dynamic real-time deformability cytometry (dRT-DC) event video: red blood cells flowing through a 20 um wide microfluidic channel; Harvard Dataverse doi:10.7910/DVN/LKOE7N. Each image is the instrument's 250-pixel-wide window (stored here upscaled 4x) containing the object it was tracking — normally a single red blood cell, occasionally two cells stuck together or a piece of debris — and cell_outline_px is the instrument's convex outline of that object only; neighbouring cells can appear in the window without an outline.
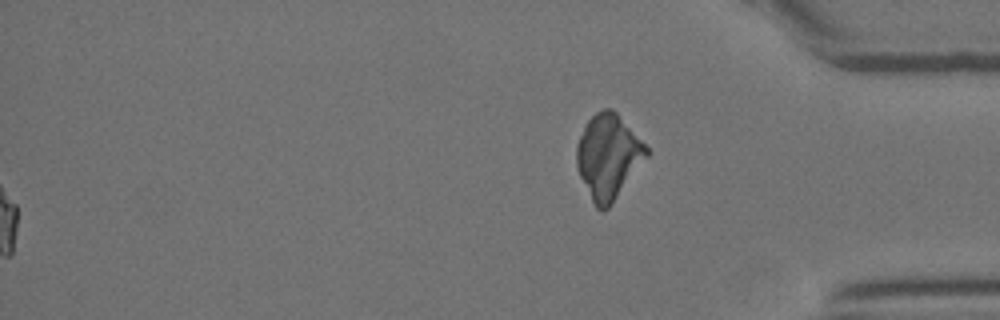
{"species": "Egyptian fruit bat (a non-hibernating species)", "species_latin": "Rousettus aegyptiacus", "temperature_condition": "room temperature", "stored_images_in_passage": 40, "segment_of_instrument_passage": [2, 2], "camera_frame_rate_fps": 3000, "um_per_image_px": 0.085, "animal": {"sex": "female"}, "frame": {"image": 1, "passage_image": 40, "time_ms": 13.0, "image_size_px": [1000, 320], "cell_outline_px": [[652, 152], [608, 208], [596, 208], [580, 176], [576, 164], [576, 144], [588, 120], [596, 112], [604, 108], [612, 108], [616, 112]], "centroid_in_image_um": [51.72, 13.28], "position_along_channel_um": 383.5, "area_um2": 34.1}}